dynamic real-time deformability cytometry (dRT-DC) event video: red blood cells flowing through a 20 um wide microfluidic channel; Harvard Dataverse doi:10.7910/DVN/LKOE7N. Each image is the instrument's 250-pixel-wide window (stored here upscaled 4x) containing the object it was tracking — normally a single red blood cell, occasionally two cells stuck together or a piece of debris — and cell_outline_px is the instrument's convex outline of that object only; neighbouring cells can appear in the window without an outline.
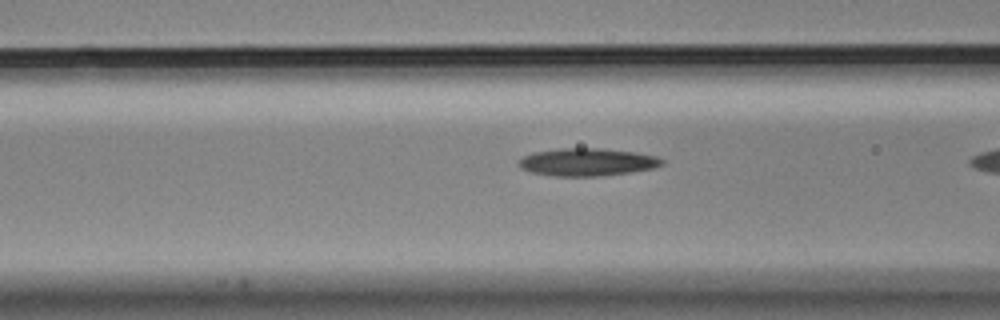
{"species": "Egyptian fruit bat (a non-hibernating species)", "species_latin": "Rousettus aegyptiacus", "temperature_condition": "cold", "stored_images_in_passage": 18, "camera_frame_rate_fps": 3000, "um_per_image_px": 0.085, "animal": {"sex": "male"}, "frame": {"image": 1, "passage_image": 17, "time_ms": 5.333, "image_size_px": [1000, 320], "cell_outline_px": [[664, 164], [656, 168], [632, 172], [600, 176], [552, 176], [532, 172], [520, 168], [520, 160], [524, 156], [532, 152], [560, 148], [596, 148], [632, 152], [656, 156], [664, 160]], "centroid_in_image_um": [49.93, 13.78], "position_along_channel_um": 116.7, "area_um2": 23.06}}